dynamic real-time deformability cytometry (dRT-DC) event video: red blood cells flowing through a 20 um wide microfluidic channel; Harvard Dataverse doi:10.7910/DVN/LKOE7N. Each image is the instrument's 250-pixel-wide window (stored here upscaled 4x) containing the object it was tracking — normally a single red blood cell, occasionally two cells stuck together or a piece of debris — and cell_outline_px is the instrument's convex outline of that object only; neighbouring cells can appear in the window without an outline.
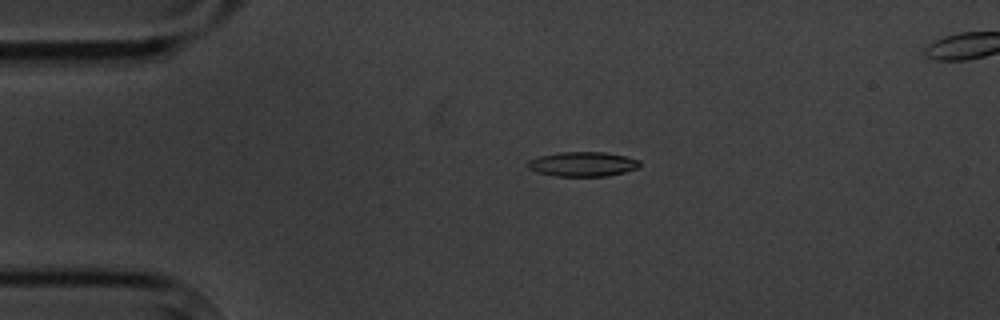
{"species": "common noctule bat (a hibernating species)", "species_latin": "Nyctalus noctula", "temperature_condition": "cold", "stored_images_in_passage": 6, "camera_frame_rate_fps": 3000, "um_per_image_px": 0.085, "animal": {"sex": "male", "body_mass_g": 20.1, "forearm_length_mm": 53.5}, "frame": {"image": 1, "passage_image": 4, "time_ms": 3.333, "image_size_px": [1000, 320], "cell_outline_px": [[640, 164], [636, 168], [624, 172], [608, 176], [552, 176], [536, 172], [528, 168], [524, 164], [528, 160], [540, 156], [560, 152], [604, 152], [624, 156], [640, 160]], "centroid_in_image_um": [49.47, 13.95], "position_along_channel_um": 35.5, "area_um2": 16.13}}